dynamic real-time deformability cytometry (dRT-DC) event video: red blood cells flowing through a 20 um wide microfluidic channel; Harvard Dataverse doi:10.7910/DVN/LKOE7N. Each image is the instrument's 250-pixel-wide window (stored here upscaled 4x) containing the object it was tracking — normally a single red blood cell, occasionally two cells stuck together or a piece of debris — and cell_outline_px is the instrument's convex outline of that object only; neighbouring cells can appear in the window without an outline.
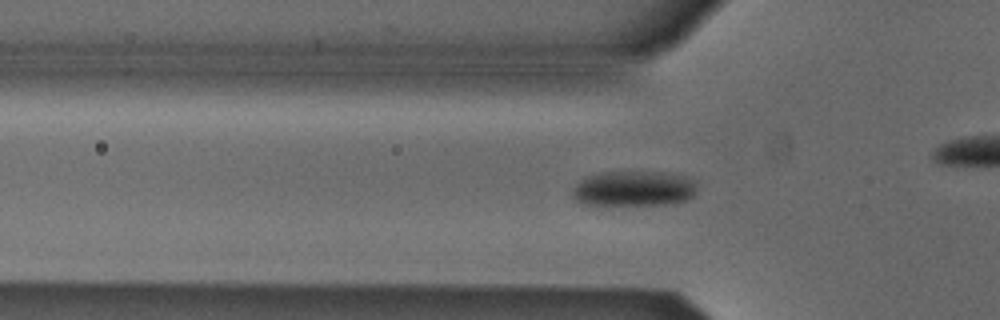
{"species": "Egyptian fruit bat (a non-hibernating species)", "species_latin": "Rousettus aegyptiacus", "temperature_condition": "cold", "stored_images_in_passage": 46, "camera_frame_rate_fps": 3000, "um_per_image_px": 0.085, "animal": {"sex": "male"}, "frame": {"image": 1, "passage_image": 9, "time_ms": 2.667, "image_size_px": [1000, 320], "cell_outline_px": [[696, 192], [688, 200], [668, 204], [596, 208], [584, 204], [576, 200], [572, 196], [572, 188], [580, 180], [588, 176], [600, 172], [664, 172], [684, 176], [692, 180], [696, 184]], "centroid_in_image_um": [53.8, 16.09], "position_along_channel_um": 72.0, "area_um2": 26.7}}
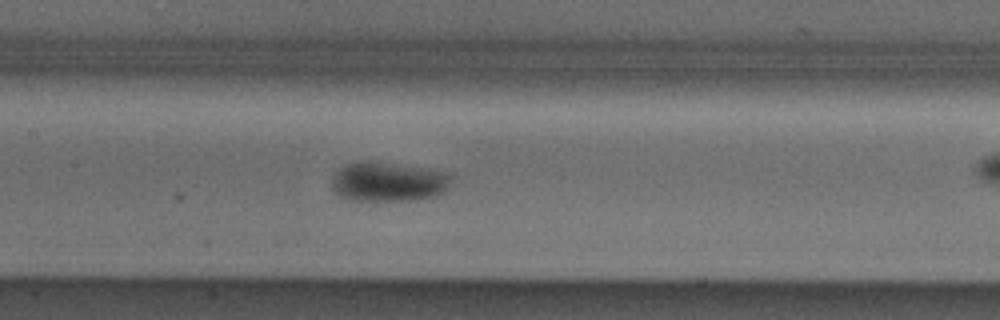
{"frame": {"image": 2, "passage_image": 17, "time_ms": 5.333, "image_size_px": [1000, 320], "cell_outline_px": [[452, 176], [448, 188], [444, 192], [436, 196], [416, 200], [372, 204], [344, 200], [332, 188], [332, 180], [336, 172], [344, 164], [388, 164], [424, 168], [452, 172]], "centroid_in_image_um": [33.03, 15.56], "position_along_channel_um": 174.4, "area_um2": 27.98}}
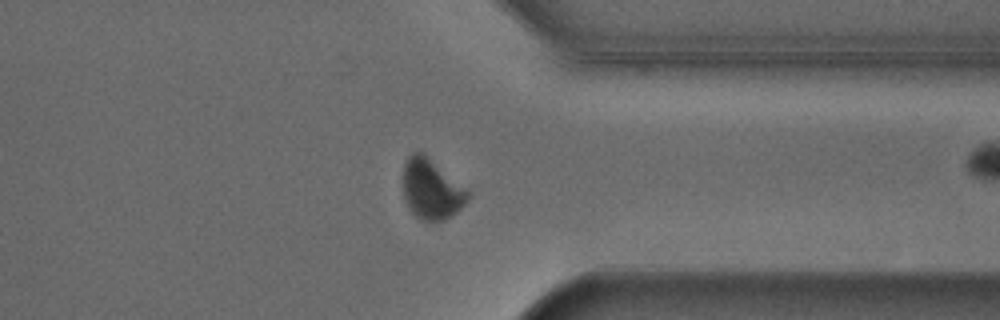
{"frame": {"image": 3, "passage_image": 33, "time_ms": 10.667, "image_size_px": [1000, 320], "cell_outline_px": [[472, 196], [456, 212], [444, 220], [424, 220], [416, 216], [408, 208], [404, 200], [404, 164], [408, 156], [412, 152], [424, 152], [468, 188], [472, 192]], "centroid_in_image_um": [36.71, 16.05], "position_along_channel_um": 374.7, "area_um2": 23.06}, "authors_computed_cell_mechanics": {"area_um2": 25.143, "velocity_mm_per_s": 3.8377, "shape_relaxation_time_tau1_ms": null, "shape_relaxation_time_tau2_ms": 8.0724, "deformation_change_tau1": null, "deformation_change_tau2": 0.0658}}